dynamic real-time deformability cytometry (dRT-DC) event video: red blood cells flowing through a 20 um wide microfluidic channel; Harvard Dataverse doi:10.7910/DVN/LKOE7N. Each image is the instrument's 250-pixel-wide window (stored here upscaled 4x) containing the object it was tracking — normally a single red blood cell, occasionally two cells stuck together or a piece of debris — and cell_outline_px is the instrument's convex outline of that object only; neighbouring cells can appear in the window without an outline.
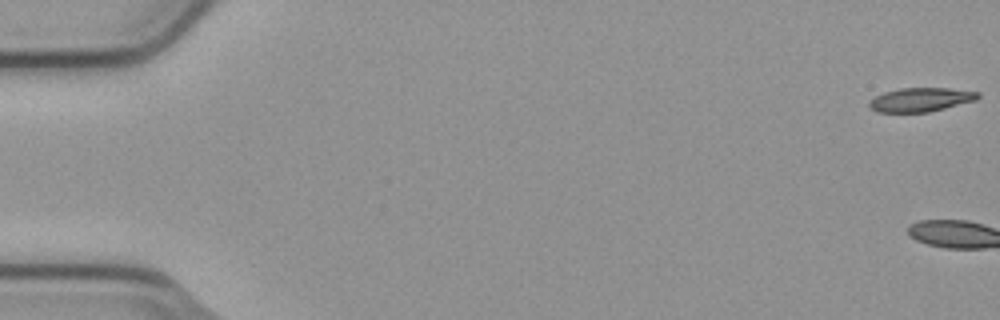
{"species": "common noctule bat (a hibernating species)", "species_latin": "Nyctalus noctula", "temperature_condition": "cold", "stored_images_in_passage": 6, "camera_frame_rate_fps": 3000, "um_per_image_px": 0.085, "animal": {"sex": "male", "body_mass_g": 23.1, "forearm_length_mm": 52.7}, "frame": {"image": 1, "passage_image": 1, "time_ms": 0.0, "image_size_px": [1000, 320], "cell_outline_px": [[980, 96], [976, 100], [928, 112], [876, 112], [868, 104], [876, 96], [884, 92], [900, 88], [948, 88], [980, 92]], "centroid_in_image_um": [78.28, 8.46], "position_along_channel_um": 6.7, "area_um2": 14.97}}